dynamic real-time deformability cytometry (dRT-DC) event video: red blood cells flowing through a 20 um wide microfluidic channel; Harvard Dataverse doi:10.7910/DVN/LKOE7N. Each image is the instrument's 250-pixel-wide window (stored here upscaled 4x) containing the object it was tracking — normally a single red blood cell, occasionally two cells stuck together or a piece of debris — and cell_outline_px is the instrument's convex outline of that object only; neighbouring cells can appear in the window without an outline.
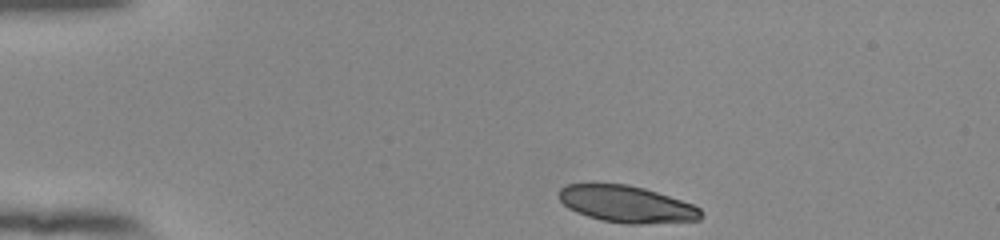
{"species": "human", "species_latin": "Homo sapiens", "temperature_condition": "room temperature", "stored_images_in_passage": 35, "camera_frame_rate_fps": 3000, "um_per_image_px": 0.085, "donor": {"sex": "female"}, "frame": {"image": 1, "passage_image": 1, "time_ms": 0.0, "image_size_px": [1000, 240], "cell_outline_px": [[700, 220], [640, 224], [628, 224], [604, 220], [588, 216], [576, 212], [568, 208], [560, 200], [560, 188], [568, 184], [628, 184], [644, 188], [692, 204], [700, 208]], "centroid_in_image_um": [53.25, 17.35], "position_along_channel_um": 31.8, "area_um2": 29.94}}
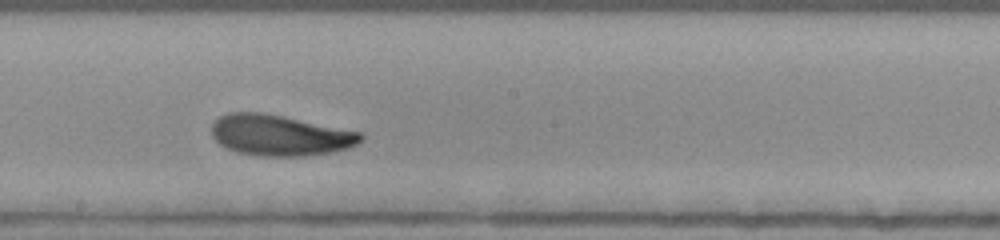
{"frame": {"image": 2, "passage_image": 20, "time_ms": 6.333, "image_size_px": [1000, 240], "cell_outline_px": [[364, 136], [356, 144], [348, 148], [328, 152], [304, 156], [256, 156], [236, 152], [220, 144], [212, 136], [212, 124], [220, 116], [228, 112], [260, 112], [360, 132]], "centroid_in_image_um": [23.73, 11.5], "position_along_channel_um": 224.5, "area_um2": 35.03}}
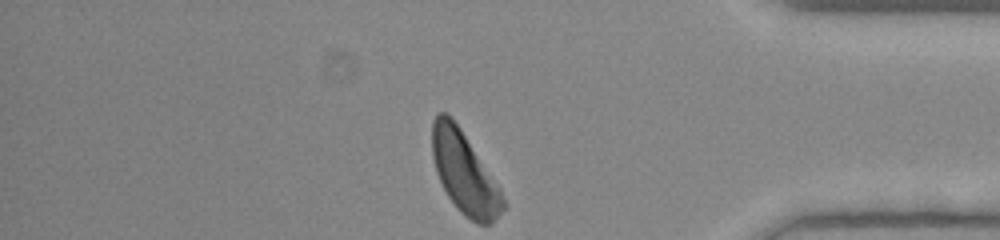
{"frame": {"image": 3, "passage_image": 35, "time_ms": 11.333, "image_size_px": [1000, 240], "cell_outline_px": [[508, 208], [488, 224], [476, 224], [464, 216], [456, 208], [448, 196], [436, 172], [432, 156], [432, 120], [436, 112], [444, 112], [460, 128], [500, 188], [508, 204]], "centroid_in_image_um": [39.49, 14.73], "position_along_channel_um": 395.7, "area_um2": 33.64}, "authors_computed_cell_mechanics": {"area_um2": 34.7378, "velocity_mm_per_s": 3.8949, "shape_relaxation_time_tau1_ms": 2.6195, "shape_relaxation_time_tau2_ms": 4.0469, "deformation_change_tau1": 0.1404, "deformation_change_tau2": 0.1172}}